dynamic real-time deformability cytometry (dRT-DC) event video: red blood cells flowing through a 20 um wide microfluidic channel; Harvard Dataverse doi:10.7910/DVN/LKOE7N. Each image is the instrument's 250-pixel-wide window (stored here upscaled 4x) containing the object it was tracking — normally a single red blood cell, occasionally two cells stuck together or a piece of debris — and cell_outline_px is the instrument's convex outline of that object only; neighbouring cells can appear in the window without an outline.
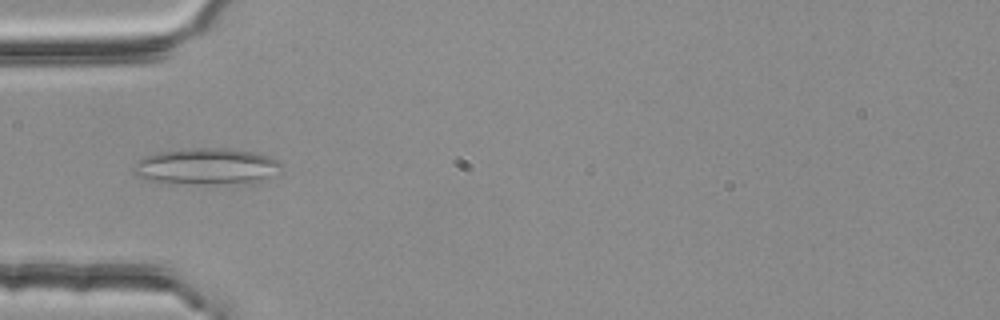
{"species": "common noctule bat (a hibernating species)", "species_latin": "Nyctalus noctula", "temperature_condition": "room temperature", "stored_images_in_passage": 4, "camera_frame_rate_fps": 3000, "um_per_image_px": 0.085, "animal": {"sex": "female", "body_mass_g": 25.1}, "frame": {"image": 1, "passage_image": 3, "time_ms": 0.667, "image_size_px": [1000, 320], "cell_outline_px": [[280, 164], [268, 176], [252, 184], [160, 184], [144, 180], [136, 176], [132, 172], [132, 164], [136, 160], [144, 156], [156, 152], [184, 148], [232, 148], [252, 152], [268, 156], [276, 160]], "centroid_in_image_um": [17.36, 14.17], "position_along_channel_um": 67.6, "area_um2": 32.08}}